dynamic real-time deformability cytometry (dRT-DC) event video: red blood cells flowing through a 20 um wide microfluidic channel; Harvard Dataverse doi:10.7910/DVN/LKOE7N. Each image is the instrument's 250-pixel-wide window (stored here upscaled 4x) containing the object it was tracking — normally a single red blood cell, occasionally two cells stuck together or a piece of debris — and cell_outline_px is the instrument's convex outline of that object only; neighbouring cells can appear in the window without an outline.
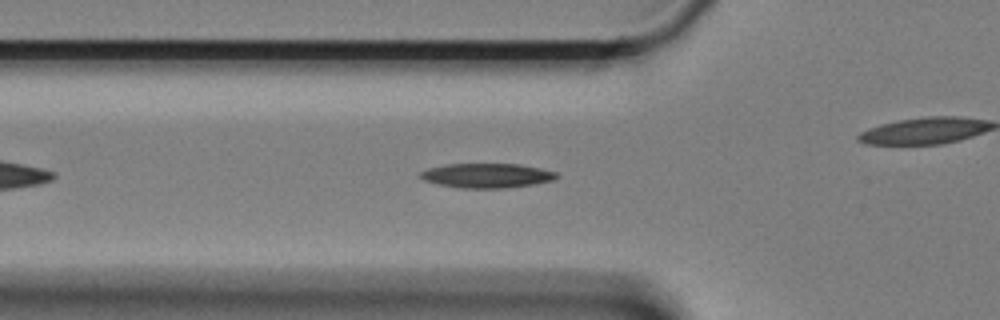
{"species": "Egyptian fruit bat (a non-hibernating species)", "species_latin": "Rousettus aegyptiacus", "temperature_condition": "cold", "stored_images_in_passage": 32, "camera_frame_rate_fps": 3000, "um_per_image_px": 0.085, "animal": {"sex": "female"}, "frame": {"image": 1, "passage_image": 9, "time_ms": 2.667, "image_size_px": [1000, 320], "cell_outline_px": [[560, 176], [552, 180], [532, 184], [504, 188], [460, 188], [440, 184], [424, 180], [420, 176], [420, 172], [428, 168], [448, 164], [520, 164], [540, 168], [556, 172]], "centroid_in_image_um": [41.39, 14.92], "position_along_channel_um": 84.4, "area_um2": 19.25}}
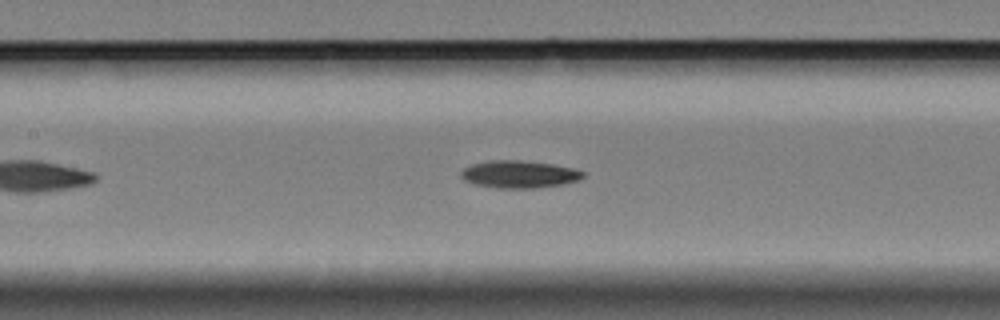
{"frame": {"image": 2, "passage_image": 16, "time_ms": 5.0, "image_size_px": [1000, 320], "cell_outline_px": [[584, 176], [580, 180], [564, 184], [536, 188], [496, 188], [476, 184], [464, 180], [460, 176], [460, 172], [464, 168], [472, 164], [492, 160], [516, 160], [552, 164], [572, 168], [584, 172]], "centroid_in_image_um": [44.13, 14.82], "position_along_channel_um": 163.3, "area_um2": 19.42}}
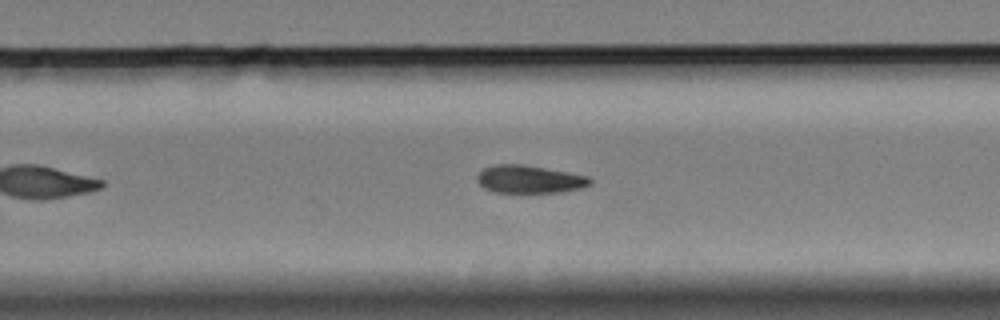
{"frame": {"image": 3, "passage_image": 27, "time_ms": 8.667, "image_size_px": [1000, 320], "cell_outline_px": [[592, 184], [584, 188], [564, 192], [496, 192], [484, 188], [476, 180], [476, 176], [484, 168], [496, 164], [524, 164], [588, 176], [592, 180]], "centroid_in_image_um": [45.03, 15.24], "position_along_channel_um": 284.8, "area_um2": 18.38}}